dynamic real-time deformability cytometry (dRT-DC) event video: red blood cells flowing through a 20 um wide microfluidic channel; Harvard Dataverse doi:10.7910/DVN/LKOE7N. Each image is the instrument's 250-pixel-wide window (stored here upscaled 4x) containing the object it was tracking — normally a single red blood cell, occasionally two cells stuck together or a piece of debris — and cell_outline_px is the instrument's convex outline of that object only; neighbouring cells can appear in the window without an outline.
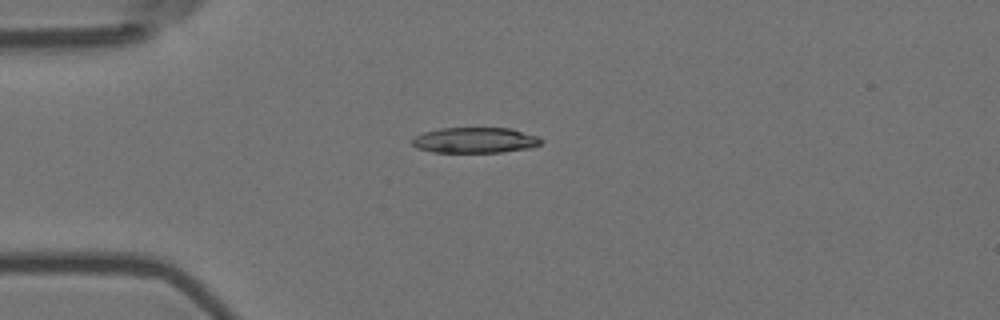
{"species": "Egyptian fruit bat (a non-hibernating species)", "species_latin": "Rousettus aegyptiacus", "temperature_condition": "room temperature", "stored_images_in_passage": 14, "camera_frame_rate_fps": 3000, "um_per_image_px": 0.085, "animal": {"sex": "female"}, "frame": {"image": 1, "passage_image": 3, "time_ms": 0.667, "image_size_px": [1000, 320], "cell_outline_px": [[544, 140], [540, 144], [532, 148], [500, 152], [432, 152], [416, 148], [412, 144], [412, 140], [416, 136], [424, 132], [440, 128], [508, 128], [536, 136]], "centroid_in_image_um": [40.36, 11.92], "position_along_channel_um": 44.6, "area_um2": 19.13}}
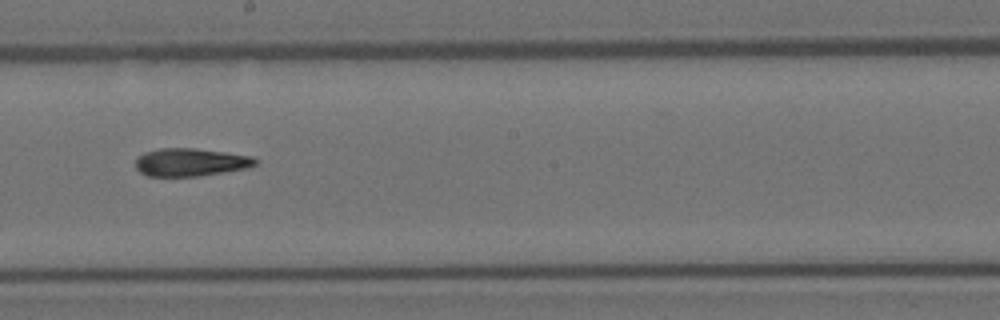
{"frame": {"image": 2, "passage_image": 8, "time_ms": 2.333, "image_size_px": [1000, 320], "cell_outline_px": [[260, 160], [256, 164], [248, 168], [200, 176], [148, 176], [140, 172], [136, 168], [136, 156], [144, 152], [160, 148], [196, 148], [252, 156]], "centroid_in_image_um": [16.2, 13.78], "position_along_channel_um": 232.0, "area_um2": 19.65}}
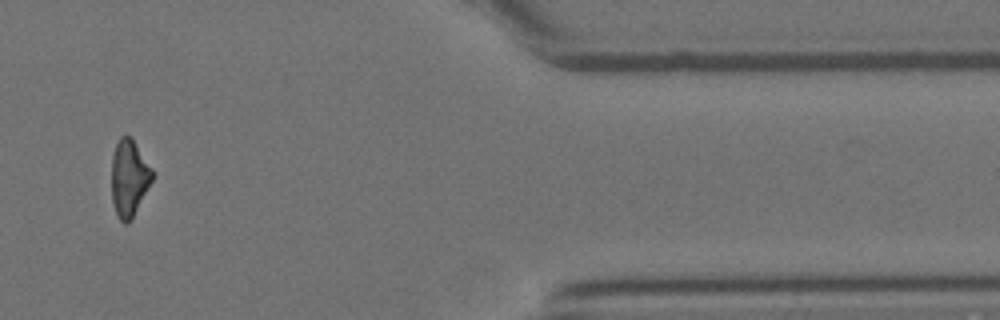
{"frame": {"image": 3, "passage_image": 12, "time_ms": 3.667, "image_size_px": [1000, 320], "cell_outline_px": [[152, 180], [132, 220], [128, 224], [124, 224], [116, 216], [112, 200], [112, 156], [116, 144], [120, 136], [132, 136], [152, 168]], "centroid_in_image_um": [10.97, 15.15], "position_along_channel_um": 400.4, "area_um2": 18.38}}